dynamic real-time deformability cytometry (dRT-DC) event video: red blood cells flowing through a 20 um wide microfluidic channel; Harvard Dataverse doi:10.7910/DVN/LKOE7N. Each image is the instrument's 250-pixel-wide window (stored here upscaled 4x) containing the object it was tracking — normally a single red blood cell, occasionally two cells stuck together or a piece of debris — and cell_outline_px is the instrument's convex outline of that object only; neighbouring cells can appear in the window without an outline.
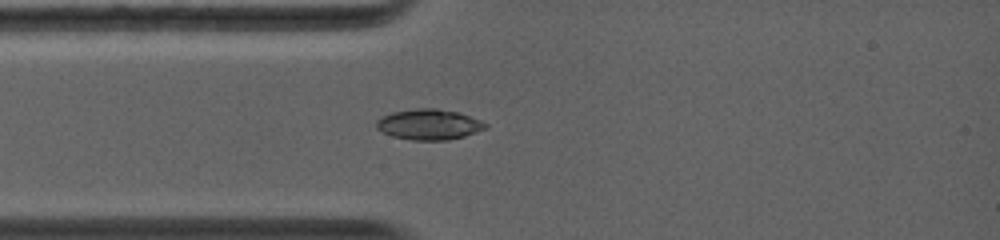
{"species": "common noctule bat (a hibernating species)", "species_latin": "Nyctalus noctula", "temperature_condition": "warm", "stored_images_in_passage": 42, "camera_frame_rate_fps": 5000, "um_per_image_px": 0.085, "animal": {"sex": "female", "body_mass_g": 19.0, "forearm_length_mm": 56.7}, "frame": {"image": 1, "passage_image": 1, "time_ms": 0.0, "image_size_px": [1000, 240], "cell_outline_px": [[488, 128], [464, 136], [444, 140], [412, 140], [392, 136], [376, 128], [376, 120], [380, 116], [392, 112], [416, 108], [436, 108], [460, 112], [480, 120], [488, 124]], "centroid_in_image_um": [36.46, 10.56], "position_along_channel_um": 48.5, "area_um2": 19.54}}
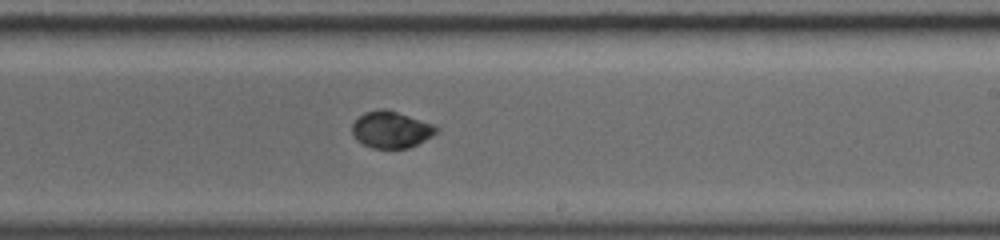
{"frame": {"image": 2, "passage_image": 15, "time_ms": 4.8, "image_size_px": [1000, 240], "cell_outline_px": [[440, 132], [408, 148], [372, 148], [356, 140], [352, 132], [352, 124], [364, 112], [380, 108], [384, 108], [432, 124], [440, 128]], "centroid_in_image_um": [33.24, 11.02], "position_along_channel_um": 255.8, "area_um2": 17.86}}
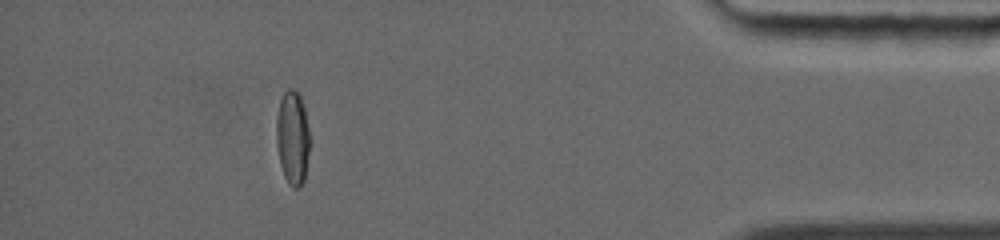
{"frame": {"image": 3, "passage_image": 33, "time_ms": 9.6, "image_size_px": [1000, 240], "cell_outline_px": [[308, 152], [304, 180], [296, 188], [292, 188], [288, 184], [284, 176], [280, 164], [276, 144], [276, 116], [280, 100], [284, 92], [288, 88], [292, 88], [300, 96], [304, 104], [308, 128]], "centroid_in_image_um": [24.84, 11.68], "position_along_channel_um": 410.4, "area_um2": 18.21}, "authors_computed_cell_mechanics": {"area_um2": 18.3804, "velocity_mm_per_s": 4.3181, "shape_relaxation_time_tau1_ms": 5.2732, "shape_relaxation_time_tau2_ms": null, "deformation_change_tau1": 0.194, "deformation_change_tau2": null}}